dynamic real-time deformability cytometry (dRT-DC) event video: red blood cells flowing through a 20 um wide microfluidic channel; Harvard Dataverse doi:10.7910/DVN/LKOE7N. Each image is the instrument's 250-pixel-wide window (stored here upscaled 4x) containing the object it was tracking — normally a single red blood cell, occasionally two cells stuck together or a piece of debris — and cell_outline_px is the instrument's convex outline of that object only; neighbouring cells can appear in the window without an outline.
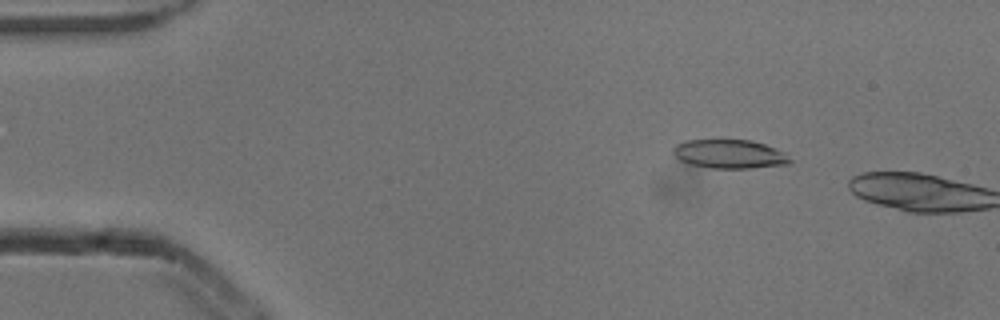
{"species": "common noctule bat (a hibernating species)", "species_latin": "Nyctalus noctula", "temperature_condition": "cold", "stored_images_in_passage": 3, "camera_frame_rate_fps": 3000, "um_per_image_px": 0.085, "animal": {"sex": "male", "body_mass_g": 13.3}, "frame": {"image": 1, "passage_image": 2, "time_ms": 0.333, "image_size_px": [1000, 320], "cell_outline_px": [[792, 160], [788, 164], [752, 168], [708, 168], [688, 164], [680, 160], [672, 152], [672, 148], [676, 144], [684, 140], [752, 140], [776, 148], [784, 152]], "centroid_in_image_um": [61.98, 13.09], "position_along_channel_um": 23.0, "area_um2": 19.77}}